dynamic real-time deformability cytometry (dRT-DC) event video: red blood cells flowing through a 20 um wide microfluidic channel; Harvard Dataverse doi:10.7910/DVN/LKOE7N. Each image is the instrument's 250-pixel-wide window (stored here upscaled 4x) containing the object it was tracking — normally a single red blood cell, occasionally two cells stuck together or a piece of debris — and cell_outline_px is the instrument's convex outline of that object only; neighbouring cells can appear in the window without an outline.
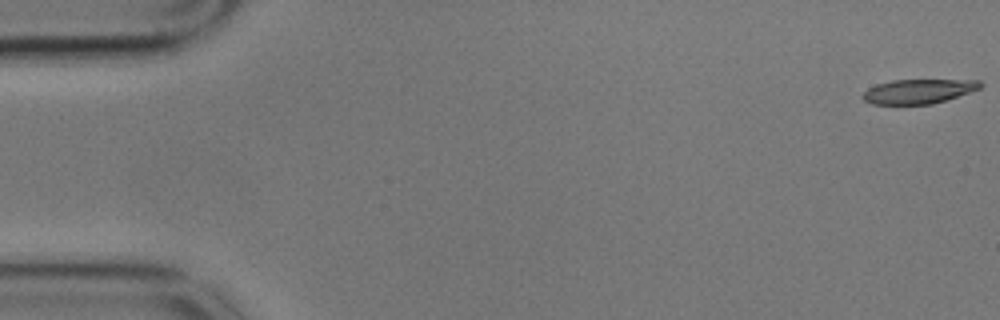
{"species": "common noctule bat (a hibernating species)", "species_latin": "Nyctalus noctula", "temperature_condition": "cold", "stored_images_in_passage": 17, "camera_frame_rate_fps": 3000, "um_per_image_px": 0.085, "animal": {"sex": "male", "body_mass_g": 17.9}, "frame": {"image": 1, "passage_image": 1, "time_ms": 0.0, "image_size_px": [1000, 320], "cell_outline_px": [[984, 84], [980, 88], [932, 104], [872, 104], [864, 100], [860, 96], [868, 88], [876, 84], [892, 80], [980, 80]], "centroid_in_image_um": [78.03, 7.76], "position_along_channel_um": 7.0, "area_um2": 16.59}}
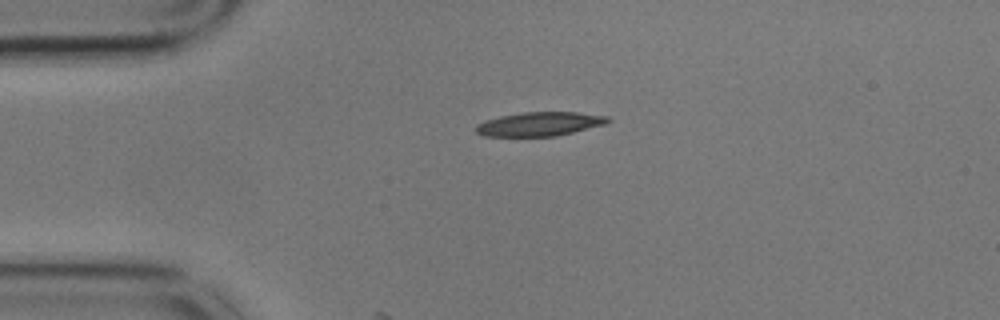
{"frame": {"image": 2, "passage_image": 13, "time_ms": 4.0, "image_size_px": [1000, 320], "cell_outline_px": [[612, 120], [604, 124], [556, 136], [484, 136], [476, 132], [476, 124], [484, 120], [500, 116], [524, 112], [576, 112], [608, 116]], "centroid_in_image_um": [45.84, 10.53], "position_along_channel_um": 39.2, "area_um2": 18.32}}